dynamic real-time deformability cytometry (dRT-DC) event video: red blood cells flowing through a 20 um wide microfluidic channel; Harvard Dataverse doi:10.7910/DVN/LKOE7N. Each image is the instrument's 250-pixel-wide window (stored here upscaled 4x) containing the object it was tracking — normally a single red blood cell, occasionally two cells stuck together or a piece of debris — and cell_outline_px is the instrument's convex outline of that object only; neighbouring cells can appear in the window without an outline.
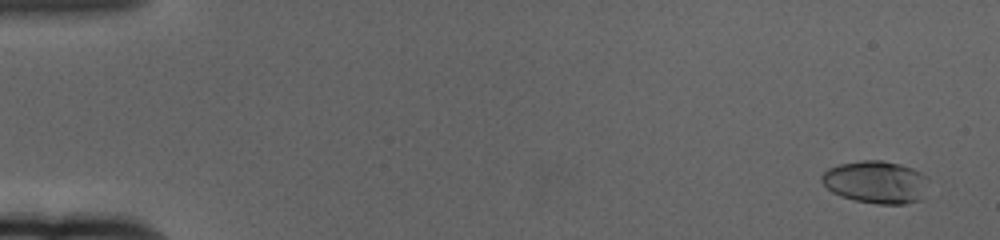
{"species": "human", "species_latin": "Homo sapiens", "temperature_condition": "cold", "stored_images_in_passage": 63, "camera_frame_rate_fps": 3000, "um_per_image_px": 0.085, "donor": {"sex": "female"}, "frame": {"image": 1, "passage_image": 4, "time_ms": 1.0, "image_size_px": [1000, 240], "cell_outline_px": [[928, 176], [920, 200], [904, 204], [876, 204], [856, 200], [840, 196], [832, 192], [820, 180], [820, 176], [828, 168], [840, 164], [864, 160], [884, 160], [900, 164], [912, 168]], "centroid_in_image_um": [74.42, 15.47], "position_along_channel_um": 10.6, "area_um2": 26.36}}
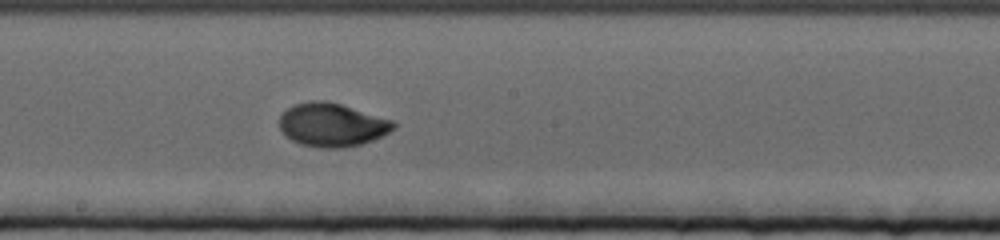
{"frame": {"image": 2, "passage_image": 36, "time_ms": 11.667, "image_size_px": [1000, 240], "cell_outline_px": [[396, 128], [372, 140], [360, 144], [344, 148], [324, 148], [300, 144], [284, 136], [280, 128], [280, 116], [288, 108], [296, 104], [312, 100], [324, 100], [340, 104], [392, 120], [396, 124]], "centroid_in_image_um": [28.2, 10.62], "position_along_channel_um": 220.0, "area_um2": 28.67}}
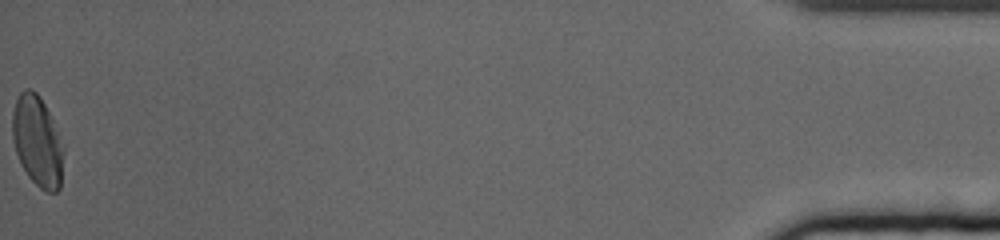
{"frame": {"image": 3, "passage_image": 63, "time_ms": 20.667, "image_size_px": [1000, 240], "cell_outline_px": [[64, 152], [60, 188], [56, 192], [48, 192], [40, 188], [28, 176], [20, 164], [16, 152], [12, 136], [12, 112], [16, 100], [20, 92], [24, 88], [32, 88], [40, 96], [48, 112], [64, 148]], "centroid_in_image_um": [3.16, 12.01], "position_along_channel_um": 432.0, "area_um2": 26.93}, "authors_computed_cell_mechanics": {"area_um2": 26.9926, "velocity_mm_per_s": 3.3716, "shape_relaxation_time_tau1_ms": 4.2794, "shape_relaxation_time_tau2_ms": 0.9979, "deformation_change_tau1": 0.1765, "deformation_change_tau2": 0.0341}}